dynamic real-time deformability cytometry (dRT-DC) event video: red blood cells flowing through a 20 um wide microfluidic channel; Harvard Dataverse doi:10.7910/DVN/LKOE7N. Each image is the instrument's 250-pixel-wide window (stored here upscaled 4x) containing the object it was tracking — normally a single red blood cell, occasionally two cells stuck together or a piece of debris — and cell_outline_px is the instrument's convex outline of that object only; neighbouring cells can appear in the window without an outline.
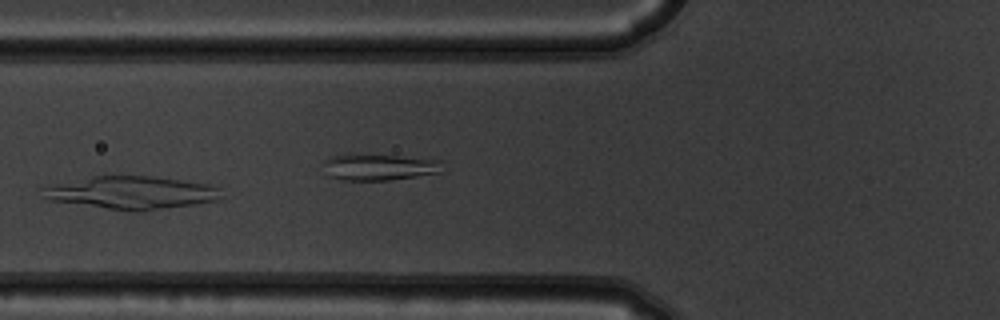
{"species": "common noctule bat (a hibernating species)", "species_latin": "Nyctalus noctula", "temperature_condition": "warm", "stored_images_in_passage": 9, "segment_of_instrument_passage": [1, 2], "camera_frame_rate_fps": 3000, "um_per_image_px": 0.085, "animal": {"sex": "male", "body_mass_g": 19.5, "forearm_length_mm": 54.6}, "frame": {"image": 1, "passage_image": 4, "time_ms": 1.0, "image_size_px": [1000, 320], "cell_outline_px": [[224, 196], [216, 200], [144, 212], [128, 212], [48, 200], [44, 196], [40, 188], [48, 184], [92, 176], [152, 176], [208, 184], [220, 188]], "centroid_in_image_um": [11.12, 16.39], "position_along_channel_um": 114.7, "area_um2": 34.68}}